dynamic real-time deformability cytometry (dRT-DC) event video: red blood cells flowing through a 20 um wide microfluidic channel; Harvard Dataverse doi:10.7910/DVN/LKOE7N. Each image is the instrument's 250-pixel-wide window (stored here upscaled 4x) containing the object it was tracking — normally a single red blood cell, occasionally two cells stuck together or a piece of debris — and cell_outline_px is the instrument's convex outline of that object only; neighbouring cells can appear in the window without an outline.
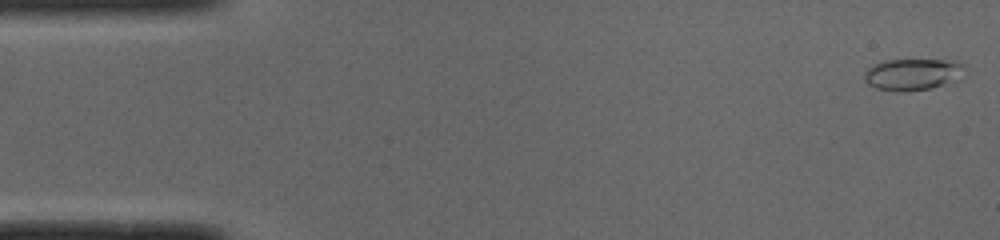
{"species": "common noctule bat (a hibernating species)", "species_latin": "Nyctalus noctula", "temperature_condition": "cold", "stored_images_in_passage": 50, "camera_frame_rate_fps": 3000, "um_per_image_px": 0.085, "animal": {"sex": "male", "body_mass_g": 19.0, "forearm_length_mm": 50.8}, "frame": {"image": 1, "passage_image": 1, "time_ms": 0.0, "image_size_px": [1000, 240], "cell_outline_px": [[964, 64], [960, 80], [952, 84], [932, 88], [904, 92], [896, 92], [876, 88], [868, 84], [864, 80], [864, 72], [868, 68], [884, 60], [960, 60]], "centroid_in_image_um": [77.63, 6.33], "position_along_channel_um": 7.4, "area_um2": 18.96}}
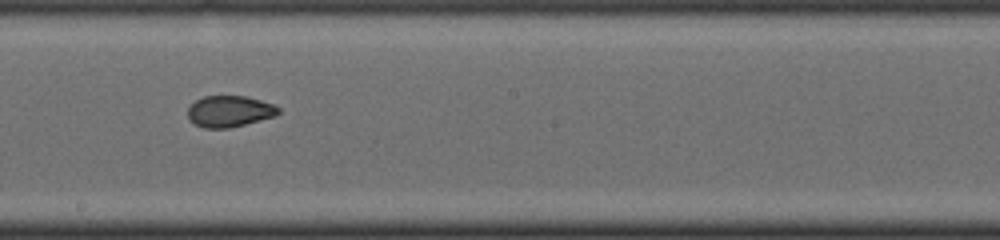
{"frame": {"image": 2, "passage_image": 27, "time_ms": 8.667, "image_size_px": [1000, 240], "cell_outline_px": [[280, 112], [276, 116], [228, 128], [204, 128], [192, 124], [188, 120], [188, 108], [196, 100], [204, 96], [248, 96], [272, 104], [280, 108]], "centroid_in_image_um": [19.48, 9.47], "position_along_channel_um": 228.7, "area_um2": 16.59}}
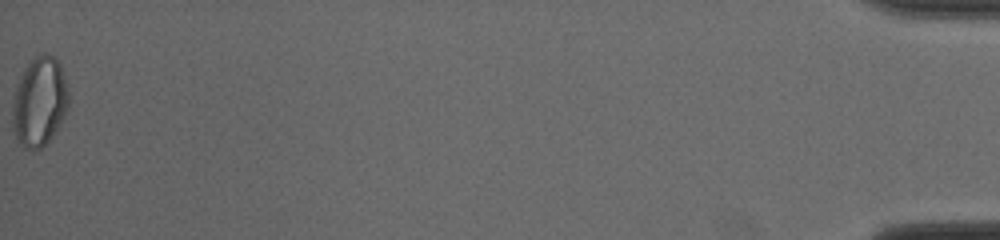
{"frame": {"image": 3, "passage_image": 50, "time_ms": 16.333, "image_size_px": [1000, 240], "cell_outline_px": [[68, 108], [60, 124], [52, 136], [40, 148], [32, 152], [24, 148], [20, 144], [12, 128], [12, 104], [16, 84], [24, 68], [40, 52], [48, 52], [60, 64], [68, 88]], "centroid_in_image_um": [3.34, 8.65], "position_along_channel_um": 431.9, "area_um2": 29.48}, "authors_computed_cell_mechanics": {"area_um2": 17.629, "velocity_mm_per_s": 4.0036, "shape_relaxation_time_tau1_ms": null, "shape_relaxation_time_tau2_ms": 1.1068, "deformation_change_tau1": null, "deformation_change_tau2": 0.0557}}